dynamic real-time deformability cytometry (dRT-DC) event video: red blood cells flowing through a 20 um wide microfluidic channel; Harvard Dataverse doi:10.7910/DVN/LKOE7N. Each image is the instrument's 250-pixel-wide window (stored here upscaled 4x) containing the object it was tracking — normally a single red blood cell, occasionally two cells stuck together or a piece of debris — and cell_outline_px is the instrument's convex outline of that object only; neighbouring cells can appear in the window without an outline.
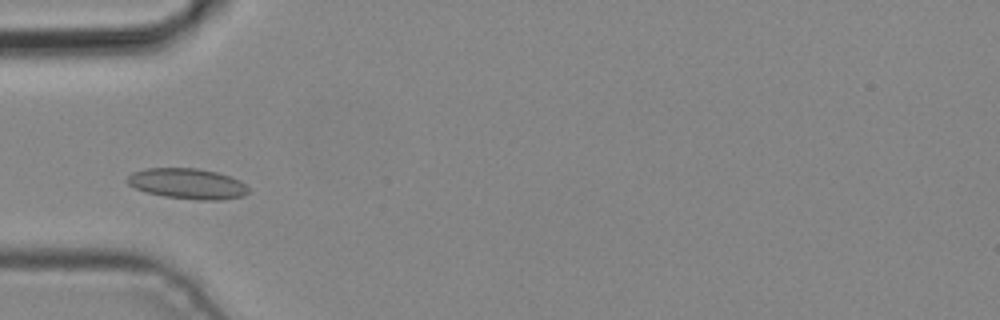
{"species": "common noctule bat (a hibernating species)", "species_latin": "Nyctalus noctula", "temperature_condition": "cold", "stored_images_in_passage": 3, "camera_frame_rate_fps": 3000, "um_per_image_px": 0.085, "animal": {"sex": "male", "body_mass_g": 19.2, "forearm_length_mm": 51.8}, "frame": {"image": 1, "passage_image": 2, "time_ms": 0.333, "image_size_px": [1000, 320], "cell_outline_px": [[248, 192], [244, 196], [220, 200], [196, 200], [164, 196], [144, 192], [128, 184], [128, 176], [132, 172], [144, 168], [196, 168], [216, 172], [240, 180], [248, 188]], "centroid_in_image_um": [15.92, 15.61], "position_along_channel_um": 69.1, "area_um2": 21.56}}
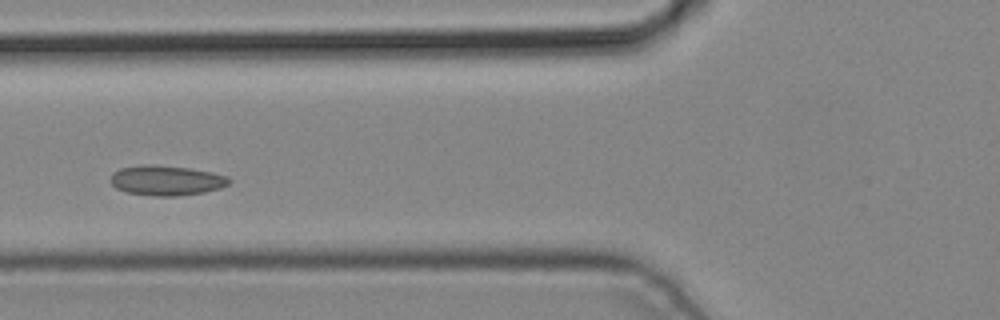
{"frame": {"image": 2, "passage_image": 3, "time_ms": 0.667, "image_size_px": [1000, 320], "cell_outline_px": [[232, 180], [228, 184], [220, 188], [204, 192], [180, 196], [152, 196], [128, 192], [116, 188], [112, 184], [112, 172], [120, 168], [140, 164], [156, 164], [188, 168], [212, 172], [228, 176]], "centroid_in_image_um": [14.15, 15.33], "position_along_channel_um": 111.6, "area_um2": 20.87}}